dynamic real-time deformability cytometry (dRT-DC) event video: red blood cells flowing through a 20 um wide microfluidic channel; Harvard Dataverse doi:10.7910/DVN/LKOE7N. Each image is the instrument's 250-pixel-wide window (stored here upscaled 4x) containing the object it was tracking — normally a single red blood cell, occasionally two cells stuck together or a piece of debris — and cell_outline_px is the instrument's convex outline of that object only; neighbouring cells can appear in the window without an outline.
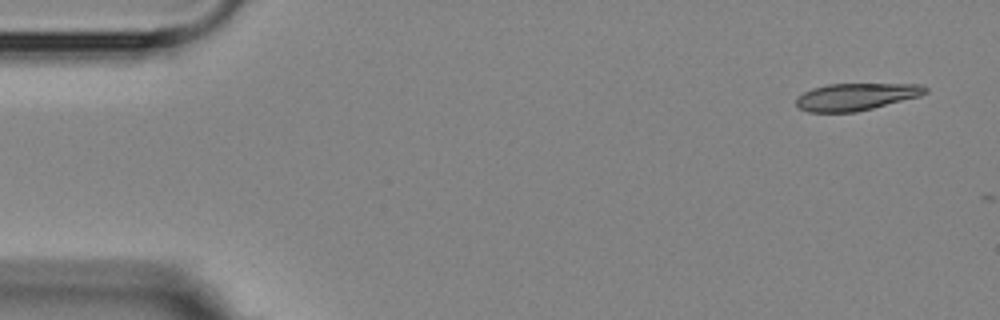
{"species": "Egyptian fruit bat (a non-hibernating species)", "species_latin": "Rousettus aegyptiacus", "temperature_condition": "room temperature", "stored_images_in_passage": 4, "camera_frame_rate_fps": 3000, "um_per_image_px": 0.085, "animal": {"sex": "female"}, "frame": {"image": 1, "passage_image": 1, "time_ms": 0.0, "image_size_px": [1000, 320], "cell_outline_px": [[928, 92], [920, 96], [856, 112], [808, 112], [800, 108], [796, 104], [796, 100], [804, 92], [812, 88], [828, 84], [920, 84], [928, 88]], "centroid_in_image_um": [72.78, 8.22], "position_along_channel_um": 12.2, "area_um2": 20.29}}